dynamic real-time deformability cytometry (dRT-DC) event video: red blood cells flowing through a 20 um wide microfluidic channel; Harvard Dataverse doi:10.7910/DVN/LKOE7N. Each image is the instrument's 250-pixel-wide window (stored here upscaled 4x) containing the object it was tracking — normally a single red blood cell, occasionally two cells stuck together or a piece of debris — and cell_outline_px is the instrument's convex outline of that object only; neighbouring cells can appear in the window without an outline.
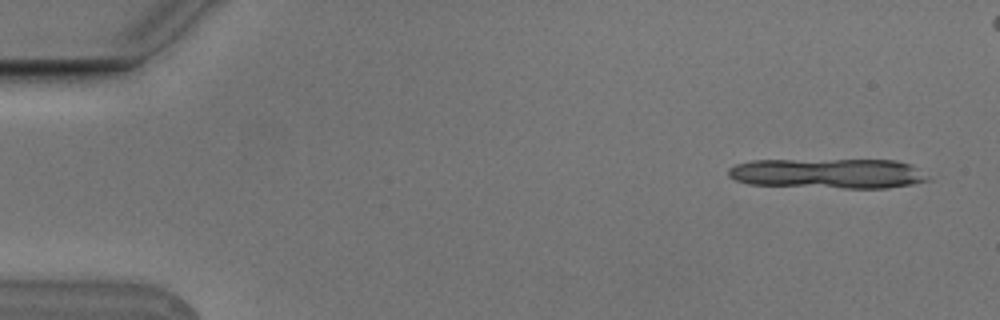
{"species": "Egyptian fruit bat (a non-hibernating species)", "species_latin": "Rousettus aegyptiacus", "temperature_condition": "cold", "stored_images_in_passage": 6, "segment_of_instrument_passage": [1, 2], "camera_frame_rate_fps": 3000, "um_per_image_px": 0.085, "animal": {"sex": "male"}, "frame": {"image": 1, "passage_image": 1, "time_ms": 0.0, "image_size_px": [1000, 320], "cell_outline_px": [[932, 180], [912, 184], [884, 188], [844, 188], [748, 184], [736, 180], [728, 176], [728, 168], [736, 164], [752, 160], [896, 160], [908, 164]], "centroid_in_image_um": [70.33, 14.74], "position_along_channel_um": 14.7, "area_um2": 34.68}}